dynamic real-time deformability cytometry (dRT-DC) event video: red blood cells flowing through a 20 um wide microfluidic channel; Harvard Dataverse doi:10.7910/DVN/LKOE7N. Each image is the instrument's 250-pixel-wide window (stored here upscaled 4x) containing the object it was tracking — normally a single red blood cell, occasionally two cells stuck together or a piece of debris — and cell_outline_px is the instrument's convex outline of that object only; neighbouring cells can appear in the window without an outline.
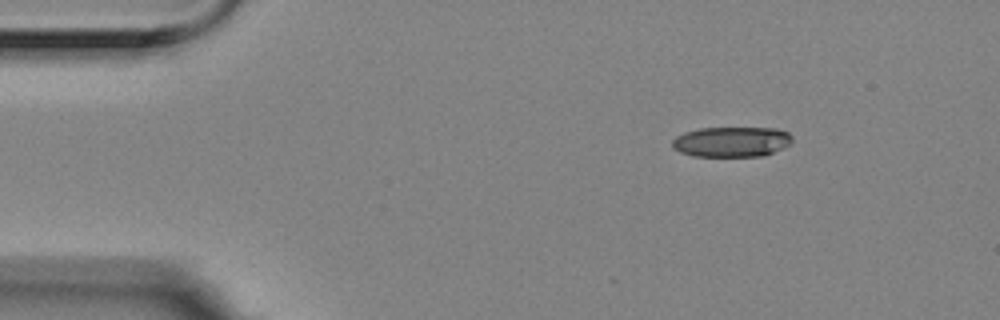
{"species": "Egyptian fruit bat (a non-hibernating species)", "species_latin": "Rousettus aegyptiacus", "temperature_condition": "room temperature", "stored_images_in_passage": 8, "camera_frame_rate_fps": 3000, "um_per_image_px": 0.085, "animal": {"sex": "female"}, "frame": {"image": 1, "passage_image": 1, "time_ms": 0.0, "image_size_px": [1000, 320], "cell_outline_px": [[792, 144], [784, 148], [764, 156], [692, 156], [680, 152], [672, 148], [672, 140], [676, 136], [684, 132], [700, 128], [776, 128], [788, 132], [792, 136]], "centroid_in_image_um": [62.2, 12.05], "position_along_channel_um": 22.8, "area_um2": 21.39}}
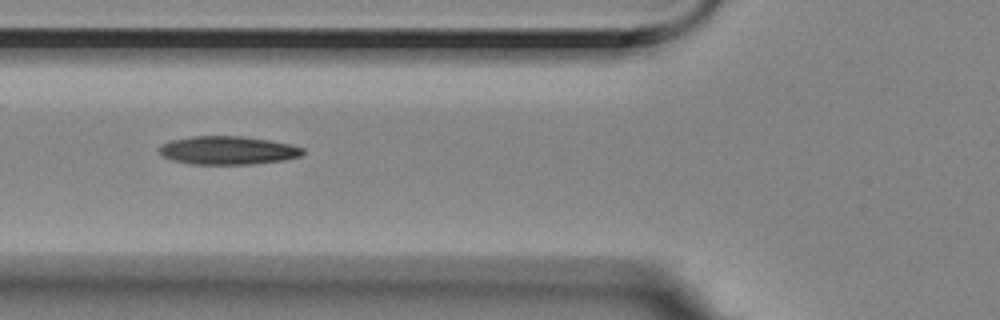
{"frame": {"image": 2, "passage_image": 5, "time_ms": 1.333, "image_size_px": [1000, 320], "cell_outline_px": [[304, 152], [300, 156], [284, 160], [252, 164], [192, 164], [172, 160], [164, 156], [160, 152], [160, 148], [164, 144], [172, 140], [192, 136], [240, 136], [268, 140], [288, 144], [304, 148]], "centroid_in_image_um": [19.39, 12.78], "position_along_channel_um": 106.4, "area_um2": 23.41}}
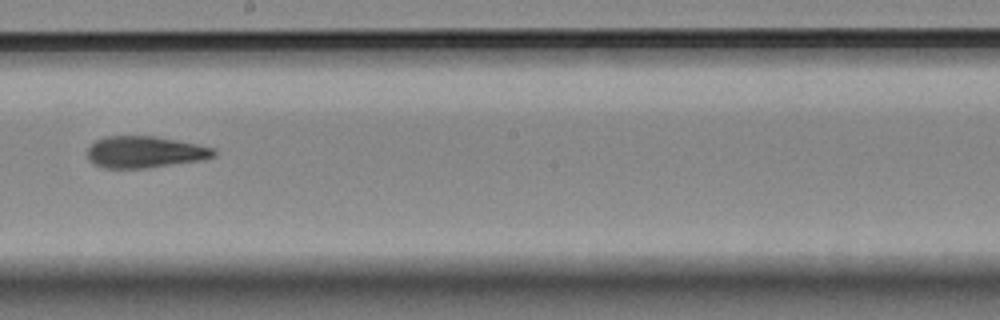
{"frame": {"image": 3, "passage_image": 8, "time_ms": 2.333, "image_size_px": [1000, 320], "cell_outline_px": [[216, 156], [200, 160], [148, 168], [104, 168], [92, 164], [88, 160], [88, 148], [96, 140], [104, 136], [156, 136], [216, 148]], "centroid_in_image_um": [12.3, 12.92], "position_along_channel_um": 235.9, "area_um2": 23.41}}